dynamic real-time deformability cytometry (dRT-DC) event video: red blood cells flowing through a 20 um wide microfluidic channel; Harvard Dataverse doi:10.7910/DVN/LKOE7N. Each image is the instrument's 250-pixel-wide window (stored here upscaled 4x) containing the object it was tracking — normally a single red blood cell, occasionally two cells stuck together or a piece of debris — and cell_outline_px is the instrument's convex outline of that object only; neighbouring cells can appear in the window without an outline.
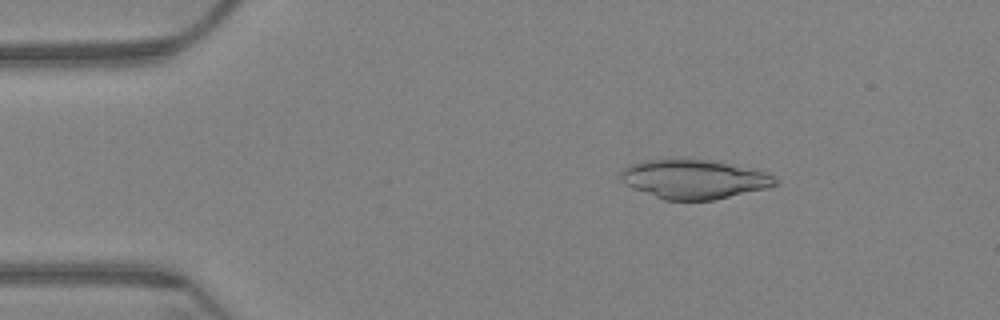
{"species": "Egyptian fruit bat (a non-hibernating species)", "species_latin": "Rousettus aegyptiacus", "temperature_condition": "warm", "stored_images_in_passage": 24, "camera_frame_rate_fps": 3000, "um_per_image_px": 0.085, "animal": {"sex": "female"}, "frame": {"image": 1, "passage_image": 10, "time_ms": 3.0, "image_size_px": [1000, 320], "cell_outline_px": [[780, 184], [768, 188], [712, 200], [664, 200], [632, 188], [624, 184], [620, 180], [620, 172], [628, 164], [644, 160], [668, 156], [688, 156], [720, 160], [764, 168], [776, 176], [780, 180]], "centroid_in_image_um": [59.08, 15.14], "position_along_channel_um": 25.9, "area_um2": 37.74}}